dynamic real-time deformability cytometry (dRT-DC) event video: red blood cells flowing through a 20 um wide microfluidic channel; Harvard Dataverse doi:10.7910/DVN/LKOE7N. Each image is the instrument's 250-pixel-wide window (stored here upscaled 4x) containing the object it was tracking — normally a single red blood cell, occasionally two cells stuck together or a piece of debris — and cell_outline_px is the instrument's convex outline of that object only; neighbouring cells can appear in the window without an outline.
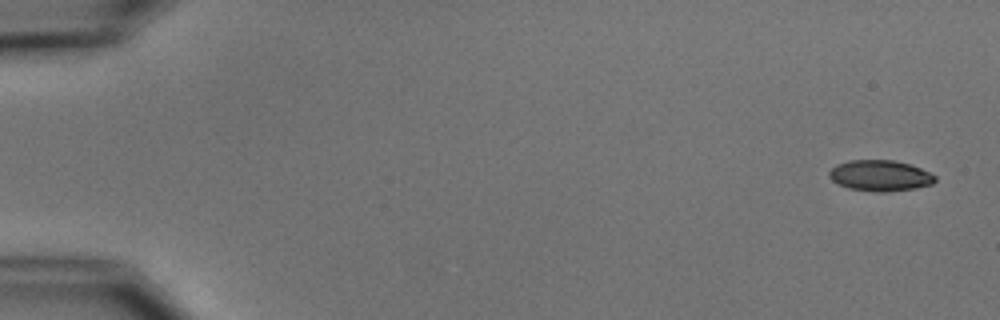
{"species": "common noctule bat (a hibernating species)", "species_latin": "Nyctalus noctula", "temperature_condition": "cold", "stored_images_in_passage": 7, "camera_frame_rate_fps": 3000, "um_per_image_px": 0.085, "animal": {"sex": "male", "body_mass_g": 15.6}, "frame": {"image": 1, "passage_image": 1, "time_ms": 0.0, "image_size_px": [1000, 320], "cell_outline_px": [[936, 180], [932, 184], [916, 188], [884, 192], [876, 192], [848, 188], [832, 180], [828, 176], [828, 172], [836, 164], [848, 160], [892, 160], [908, 164], [920, 168], [936, 176]], "centroid_in_image_um": [74.79, 14.93], "position_along_channel_um": 10.2, "area_um2": 19.02}}
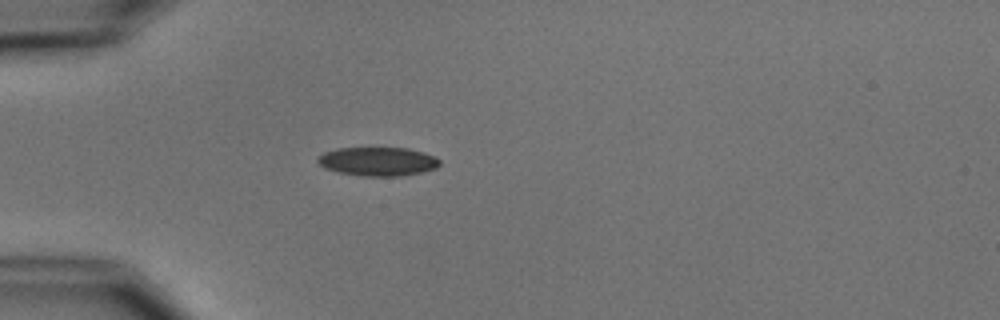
{"frame": {"image": 2, "passage_image": 5, "time_ms": 4.667, "image_size_px": [1000, 320], "cell_outline_px": [[440, 164], [436, 168], [424, 172], [400, 176], [364, 176], [340, 172], [324, 168], [316, 160], [324, 152], [336, 148], [408, 148], [424, 152], [436, 156], [440, 160]], "centroid_in_image_um": [32.16, 13.72], "position_along_channel_um": 52.8, "area_um2": 20.52}}